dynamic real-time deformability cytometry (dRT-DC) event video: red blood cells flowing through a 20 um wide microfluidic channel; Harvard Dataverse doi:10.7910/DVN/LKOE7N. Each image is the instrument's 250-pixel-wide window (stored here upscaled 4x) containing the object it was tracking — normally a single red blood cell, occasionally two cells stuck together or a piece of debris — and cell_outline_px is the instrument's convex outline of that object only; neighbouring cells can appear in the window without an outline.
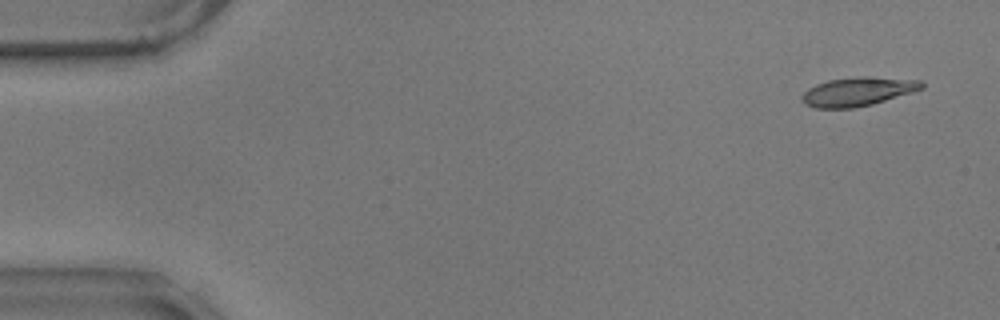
{"species": "common noctule bat (a hibernating species)", "species_latin": "Nyctalus noctula", "temperature_condition": "warm", "stored_images_in_passage": 57, "camera_frame_rate_fps": 3000, "um_per_image_px": 0.085, "animal": {"sex": "male", "body_mass_g": 17.9}, "frame": {"image": 1, "passage_image": 3, "time_ms": 0.667, "image_size_px": [1000, 320], "cell_outline_px": [[924, 88], [912, 92], [872, 104], [852, 108], [816, 108], [804, 104], [800, 100], [800, 96], [808, 88], [816, 84], [828, 80], [856, 76], [868, 76], [920, 80], [924, 84]], "centroid_in_image_um": [72.87, 7.78], "position_along_channel_um": 12.1, "area_um2": 20.23}}
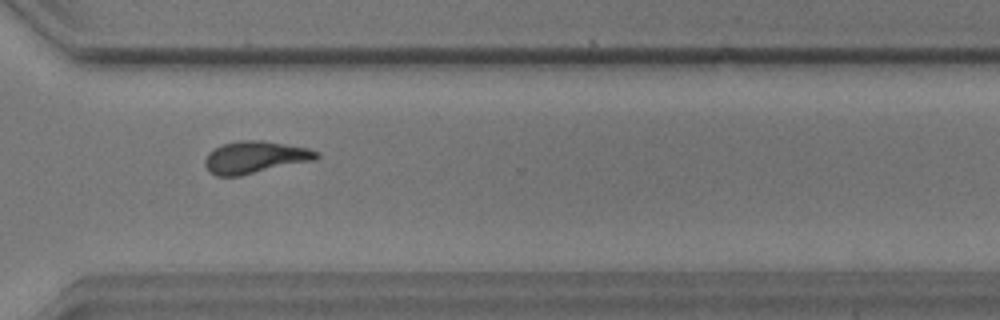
{"frame": {"image": 2, "passage_image": 42, "time_ms": 13.667, "image_size_px": [1000, 320], "cell_outline_px": [[320, 156], [316, 160], [240, 176], [216, 176], [208, 172], [204, 164], [204, 160], [208, 152], [220, 144], [240, 140], [260, 140], [308, 148], [320, 152]], "centroid_in_image_um": [21.66, 13.37], "position_along_channel_um": 348.9, "area_um2": 21.21}}
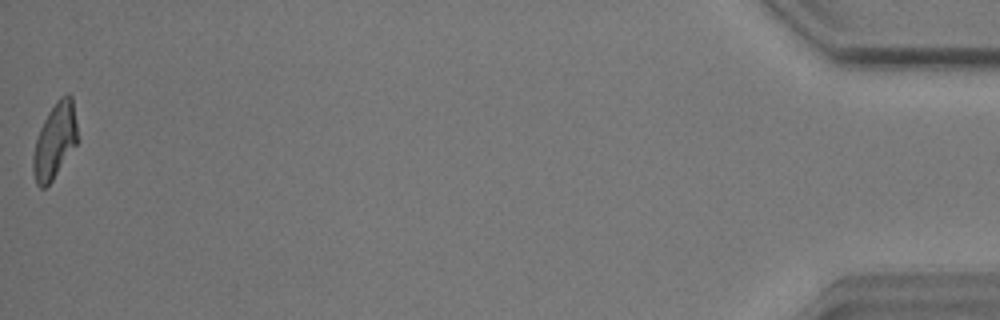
{"frame": {"image": 3, "passage_image": 57, "time_ms": 18.667, "image_size_px": [1000, 320], "cell_outline_px": [[76, 144], [52, 180], [44, 188], [40, 188], [36, 184], [32, 172], [32, 156], [36, 140], [40, 128], [48, 112], [56, 100], [60, 96], [68, 92], [72, 96], [76, 124]], "centroid_in_image_um": [4.63, 11.96], "position_along_channel_um": 430.6, "area_um2": 19.31}, "authors_computed_cell_mechanics": {"area_um2": 20.23, "velocity_mm_per_s": 3.5262, "shape_relaxation_time_tau1_ms": 11.2323, "shape_relaxation_time_tau2_ms": 4.284, "deformation_change_tau1": 0.3067, "deformation_change_tau2": 0.1207}}